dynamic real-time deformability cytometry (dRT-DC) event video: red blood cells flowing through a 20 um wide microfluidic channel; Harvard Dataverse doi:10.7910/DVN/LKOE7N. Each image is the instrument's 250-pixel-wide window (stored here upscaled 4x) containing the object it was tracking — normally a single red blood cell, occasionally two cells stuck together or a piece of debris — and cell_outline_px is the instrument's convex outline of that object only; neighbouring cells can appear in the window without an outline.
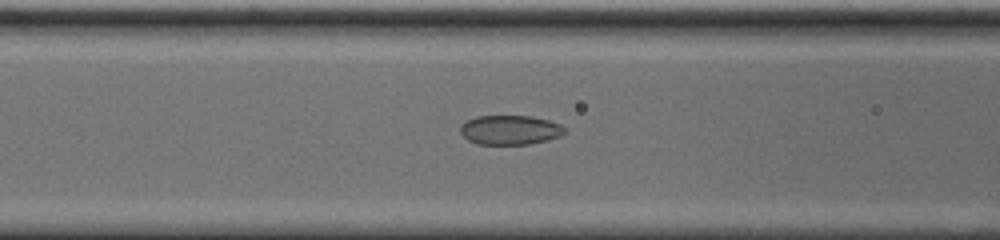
{"species": "common noctule bat (a hibernating species)", "species_latin": "Nyctalus noctula", "temperature_condition": "cold", "stored_images_in_passage": 33, "camera_frame_rate_fps": 3000, "um_per_image_px": 0.085, "animal": {"sex": "male", "body_mass_g": 20.0, "forearm_length_mm": 53.3}, "frame": {"image": 1, "passage_image": 7, "time_ms": 2.0, "image_size_px": [1000, 240], "cell_outline_px": [[564, 132], [560, 136], [548, 140], [528, 144], [476, 144], [468, 140], [460, 132], [460, 124], [476, 116], [528, 116], [548, 120], [560, 124], [564, 128]], "centroid_in_image_um": [43.32, 11.05], "position_along_channel_um": 123.3, "area_um2": 17.8}}
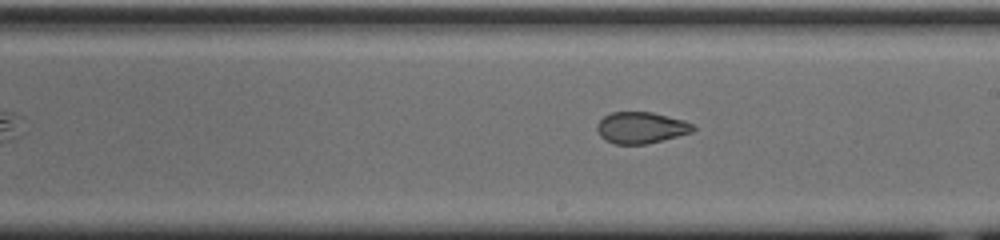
{"frame": {"image": 2, "passage_image": 16, "time_ms": 5.0, "image_size_px": [1000, 240], "cell_outline_px": [[696, 128], [692, 132], [644, 144], [616, 144], [600, 136], [596, 128], [596, 124], [604, 116], [612, 112], [652, 112], [684, 120], [692, 124]], "centroid_in_image_um": [54.47, 10.84], "position_along_channel_um": 234.5, "area_um2": 17.34}}
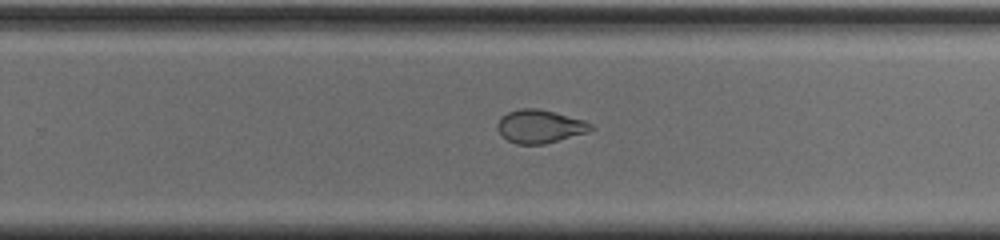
{"frame": {"image": 3, "passage_image": 20, "time_ms": 6.333, "image_size_px": [1000, 240], "cell_outline_px": [[592, 128], [588, 132], [544, 144], [516, 144], [508, 140], [496, 128], [496, 124], [500, 116], [508, 112], [520, 108], [540, 108], [584, 120], [592, 124]], "centroid_in_image_um": [45.86, 10.73], "position_along_channel_um": 283.9, "area_um2": 18.09}, "authors_computed_cell_mechanics": {"area_um2": 18.1492, "velocity_mm_per_s": 3.7191, "shape_relaxation_time_tau1_ms": null, "shape_relaxation_time_tau2_ms": 1.3651, "deformation_change_tau1": null, "deformation_change_tau2": 0.0678}}